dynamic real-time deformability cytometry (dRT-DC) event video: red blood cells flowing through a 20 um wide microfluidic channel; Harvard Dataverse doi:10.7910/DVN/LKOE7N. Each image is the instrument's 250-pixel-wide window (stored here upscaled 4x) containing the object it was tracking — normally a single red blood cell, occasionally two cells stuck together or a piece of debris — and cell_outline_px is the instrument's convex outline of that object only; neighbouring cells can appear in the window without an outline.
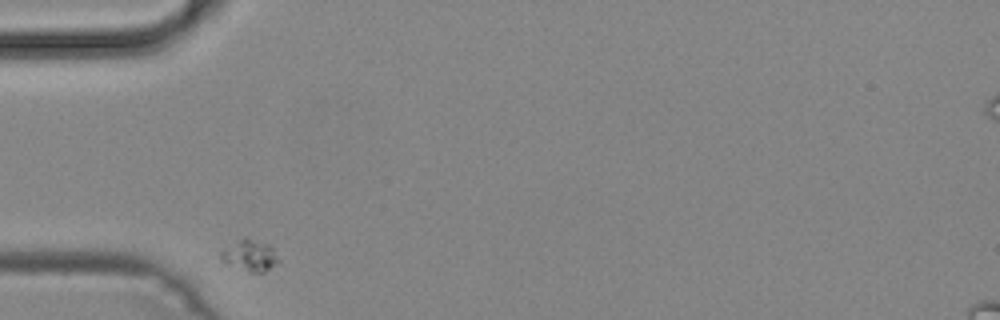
{"species": "common noctule bat (a hibernating species)", "species_latin": "Nyctalus noctula", "temperature_condition": "cold", "stored_images_in_passage": 29, "camera_frame_rate_fps": 3000, "um_per_image_px": 0.085, "animal": {"sex": "male", "body_mass_g": 19.2, "forearm_length_mm": 51.8}, "frame": {"image": 1, "passage_image": 1, "time_ms": 0.0, "image_size_px": [1000, 320], "cell_outline_px": [[280, 260], [276, 264], [264, 272], [248, 272], [220, 260], [220, 252], [244, 236], [248, 236], [268, 244], [272, 248]], "centroid_in_image_um": [21.25, 21.7], "position_along_channel_um": 63.8, "area_um2": 10.46}}